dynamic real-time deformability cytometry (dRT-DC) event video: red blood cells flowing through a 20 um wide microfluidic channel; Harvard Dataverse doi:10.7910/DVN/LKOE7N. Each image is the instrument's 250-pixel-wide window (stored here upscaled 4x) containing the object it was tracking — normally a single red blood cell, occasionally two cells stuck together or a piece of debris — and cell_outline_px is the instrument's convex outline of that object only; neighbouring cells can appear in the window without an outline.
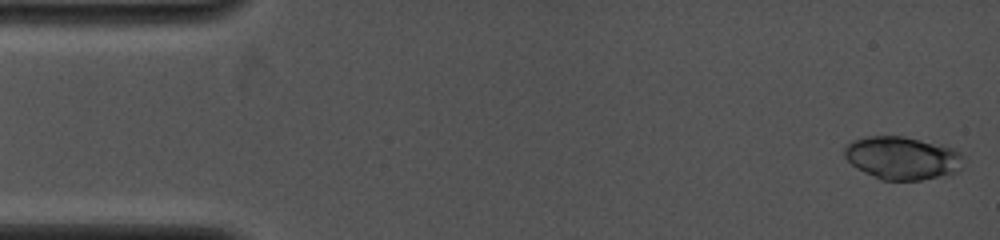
{"species": "common noctule bat (a hibernating species)", "species_latin": "Nyctalus noctula", "temperature_condition": "cold", "stored_images_in_passage": 7, "camera_frame_rate_fps": 4000, "um_per_image_px": 0.085, "animal": {"sex": "female", "body_mass_g": 19.0, "forearm_length_mm": 53.3}, "frame": {"image": 1, "passage_image": 1, "time_ms": 0.0, "image_size_px": [1000, 240], "cell_outline_px": [[964, 168], [960, 172], [920, 180], [880, 180], [856, 168], [844, 156], [844, 148], [852, 140], [868, 136], [904, 136], [956, 148], [964, 156]], "centroid_in_image_um": [76.75, 13.43], "position_along_channel_um": 8.3, "area_um2": 30.23}}